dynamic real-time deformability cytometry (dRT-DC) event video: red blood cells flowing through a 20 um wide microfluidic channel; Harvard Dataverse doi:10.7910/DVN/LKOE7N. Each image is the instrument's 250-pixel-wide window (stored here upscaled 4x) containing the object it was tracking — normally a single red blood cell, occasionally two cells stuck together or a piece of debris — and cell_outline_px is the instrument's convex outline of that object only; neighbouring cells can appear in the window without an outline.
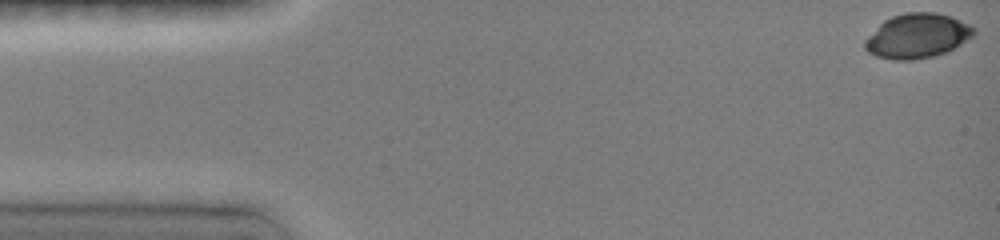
{"species": "common noctule bat (a hibernating species)", "species_latin": "Nyctalus noctula", "temperature_condition": "room temperature", "stored_images_in_passage": 26, "camera_frame_rate_fps": 3000, "um_per_image_px": 0.085, "animal": {"sex": "female", "body_mass_g": 19.0, "forearm_length_mm": 51.5}, "frame": {"image": 1, "passage_image": 1, "time_ms": 0.0, "image_size_px": [1000, 240], "cell_outline_px": [[976, 32], [972, 36], [960, 44], [944, 52], [932, 56], [912, 60], [892, 60], [876, 56], [868, 52], [864, 48], [864, 40], [884, 20], [892, 16], [908, 12], [932, 12], [948, 16], [972, 24], [976, 28]], "centroid_in_image_um": [77.95, 3.05], "position_along_channel_um": 7.0, "area_um2": 28.09}}
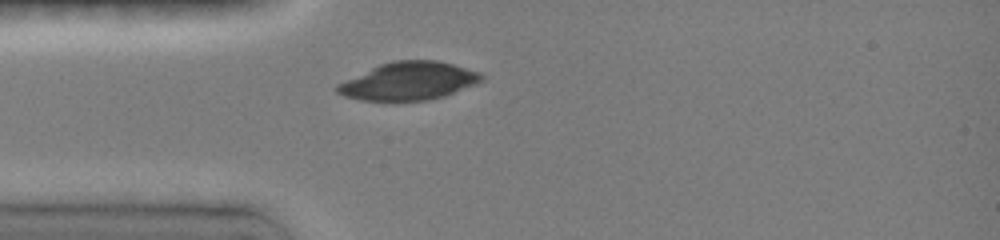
{"frame": {"image": 2, "passage_image": 13, "time_ms": 4.0, "image_size_px": [1000, 240], "cell_outline_px": [[484, 76], [480, 80], [472, 84], [444, 96], [428, 100], [360, 100], [344, 96], [336, 92], [336, 84], [380, 64], [392, 60], [436, 60], [452, 64], [476, 72]], "centroid_in_image_um": [34.66, 6.89], "position_along_channel_um": 50.3, "area_um2": 31.21}}